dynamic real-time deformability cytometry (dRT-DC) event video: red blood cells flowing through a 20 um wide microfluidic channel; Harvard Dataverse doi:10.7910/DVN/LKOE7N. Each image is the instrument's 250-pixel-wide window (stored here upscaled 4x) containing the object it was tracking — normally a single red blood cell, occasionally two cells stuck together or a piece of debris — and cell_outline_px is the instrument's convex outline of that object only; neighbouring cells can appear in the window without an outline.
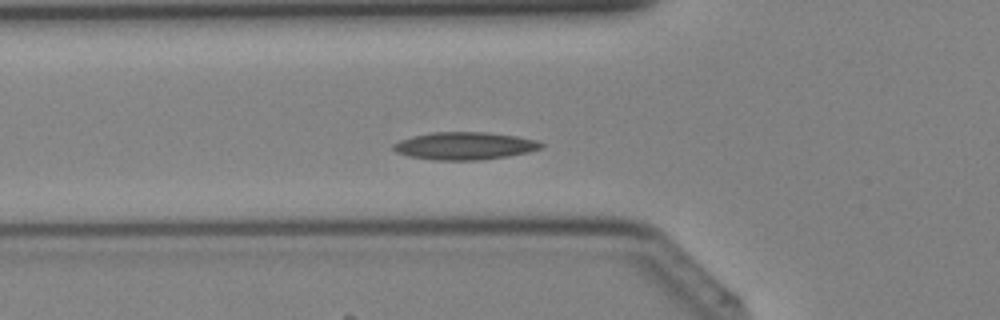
{"species": "Egyptian fruit bat (a non-hibernating species)", "species_latin": "Rousettus aegyptiacus", "temperature_condition": "cold", "stored_images_in_passage": 39, "camera_frame_rate_fps": 3000, "um_per_image_px": 0.085, "animal": {"sex": "female"}, "frame": {"image": 1, "passage_image": 13, "time_ms": 4.0, "image_size_px": [1000, 320], "cell_outline_px": [[544, 148], [528, 152], [508, 156], [480, 160], [432, 160], [408, 156], [396, 152], [392, 148], [392, 144], [400, 140], [412, 136], [436, 132], [488, 132], [516, 136], [536, 140], [544, 144]], "centroid_in_image_um": [39.5, 12.4], "position_along_channel_um": 86.3, "area_um2": 23.87}}
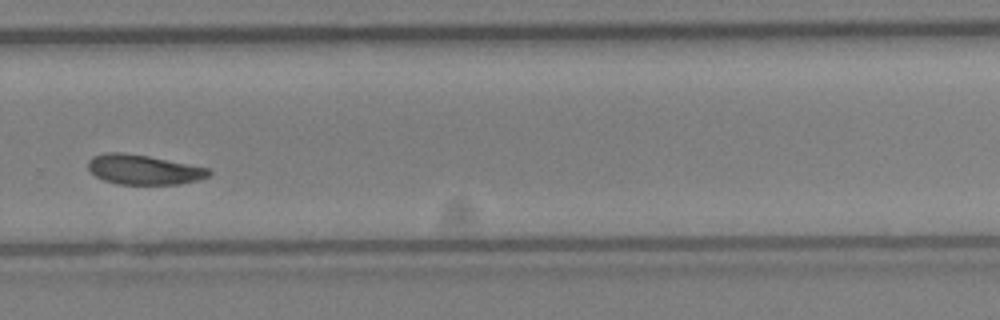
{"frame": {"image": 2, "passage_image": 27, "time_ms": 8.667, "image_size_px": [1000, 320], "cell_outline_px": [[212, 172], [208, 176], [200, 180], [176, 184], [116, 184], [104, 180], [96, 176], [88, 168], [88, 160], [92, 156], [104, 152], [120, 152], [148, 156], [208, 168]], "centroid_in_image_um": [12.18, 14.41], "position_along_channel_um": 317.6, "area_um2": 20.87}}
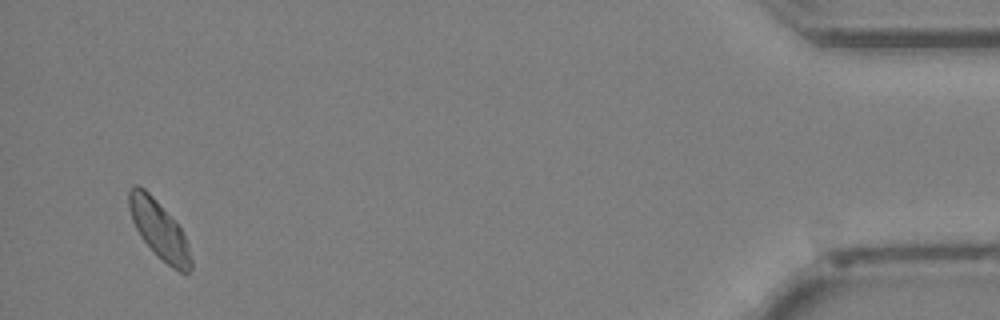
{"frame": {"image": 3, "passage_image": 38, "time_ms": 12.333, "image_size_px": [1000, 320], "cell_outline_px": [[192, 268], [188, 272], [180, 272], [172, 268], [140, 236], [132, 220], [128, 204], [128, 192], [132, 184], [136, 184], [144, 188], [156, 200], [180, 228], [188, 244], [192, 260]], "centroid_in_image_um": [13.51, 19.49], "position_along_channel_um": 421.7, "area_um2": 20.35}}